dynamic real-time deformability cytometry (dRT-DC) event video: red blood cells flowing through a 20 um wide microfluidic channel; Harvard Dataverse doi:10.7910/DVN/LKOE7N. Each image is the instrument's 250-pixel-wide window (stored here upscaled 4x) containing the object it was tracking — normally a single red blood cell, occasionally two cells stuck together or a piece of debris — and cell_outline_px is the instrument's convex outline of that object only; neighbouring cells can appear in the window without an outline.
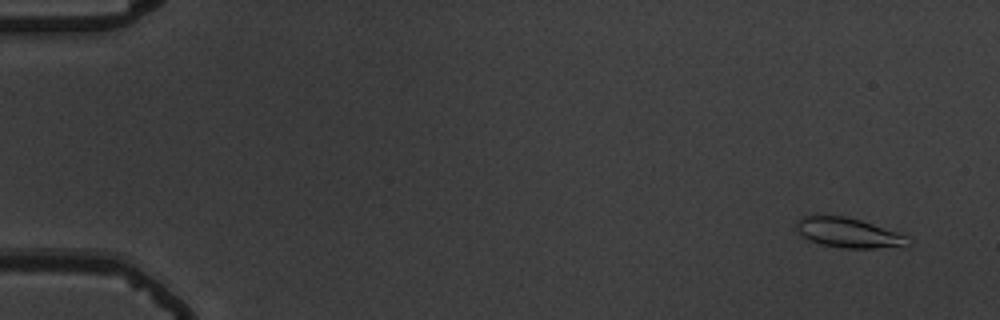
{"species": "common noctule bat (a hibernating species)", "species_latin": "Nyctalus noctula", "temperature_condition": "warm", "stored_images_in_passage": 57, "camera_frame_rate_fps": 3000, "um_per_image_px": 0.085, "animal": {"sex": "male", "body_mass_g": 19.5, "forearm_length_mm": 54.6}, "frame": {"image": 1, "passage_image": 4, "time_ms": 1.0, "image_size_px": [1000, 320], "cell_outline_px": [[912, 244], [876, 248], [840, 248], [820, 244], [808, 240], [796, 228], [796, 224], [804, 216], [844, 216], [860, 220], [896, 232], [904, 236]], "centroid_in_image_um": [72.08, 19.8], "position_along_channel_um": 12.9, "area_um2": 18.79}}
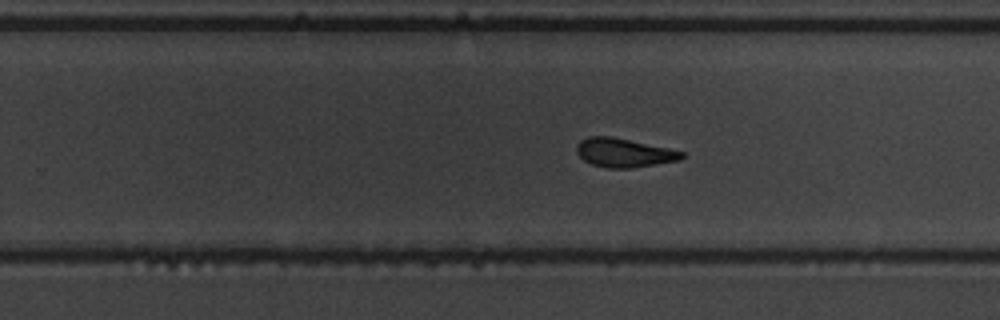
{"frame": {"image": 2, "passage_image": 37, "time_ms": 12.0, "image_size_px": [1000, 320], "cell_outline_px": [[688, 156], [680, 160], [632, 168], [608, 168], [592, 164], [584, 160], [576, 152], [576, 144], [580, 140], [588, 136], [612, 136], [668, 148], [684, 152]], "centroid_in_image_um": [53.04, 12.98], "position_along_channel_um": 276.8, "area_um2": 17.8}}
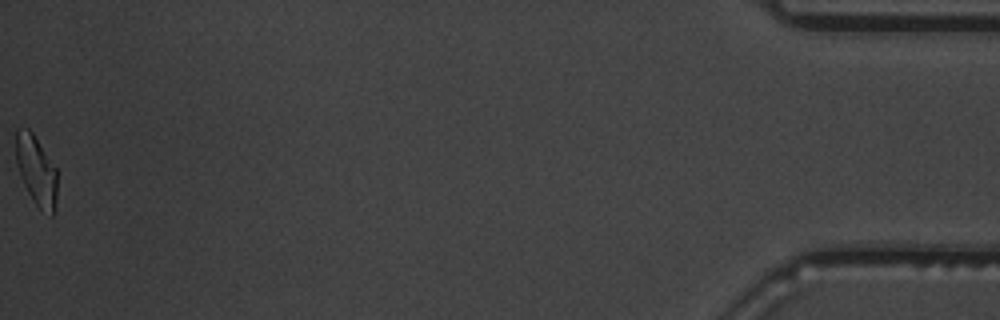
{"frame": {"image": 3, "passage_image": 57, "time_ms": 18.667, "image_size_px": [1000, 320], "cell_outline_px": [[56, 204], [52, 216], [40, 208], [36, 204], [28, 192], [20, 176], [16, 164], [16, 128], [28, 128], [32, 132], [56, 168]], "centroid_in_image_um": [3.07, 14.47], "position_along_channel_um": 432.1, "area_um2": 16.53}, "authors_computed_cell_mechanics": {"area_um2": 18.207, "velocity_mm_per_s": 3.7033, "shape_relaxation_time_tau1_ms": 5.2571, "shape_relaxation_time_tau2_ms": 2.8029, "deformation_change_tau1": 0.1738, "deformation_change_tau2": 0.0832}}